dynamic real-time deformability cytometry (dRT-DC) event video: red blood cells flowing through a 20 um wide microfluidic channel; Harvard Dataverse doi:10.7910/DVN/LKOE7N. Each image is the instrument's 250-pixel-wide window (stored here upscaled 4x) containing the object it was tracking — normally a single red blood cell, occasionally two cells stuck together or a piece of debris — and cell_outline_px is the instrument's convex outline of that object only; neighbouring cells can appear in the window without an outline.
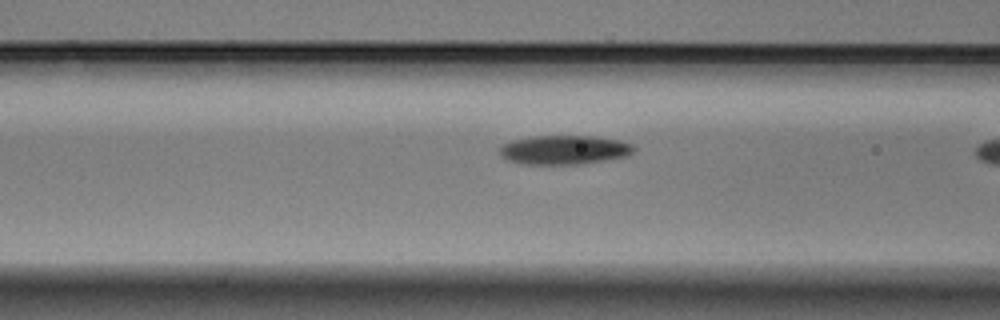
{"species": "Egyptian fruit bat (a non-hibernating species)", "species_latin": "Rousettus aegyptiacus", "temperature_condition": "warm", "stored_images_in_passage": 21, "camera_frame_rate_fps": 3000, "um_per_image_px": 0.085, "animal": {"sex": "male"}, "frame": {"image": 1, "passage_image": 20, "time_ms": 6.333, "image_size_px": [1000, 320], "cell_outline_px": [[636, 152], [628, 156], [580, 164], [520, 164], [508, 160], [500, 156], [496, 152], [504, 144], [512, 140], [532, 136], [592, 136], [620, 140], [632, 144], [636, 148]], "centroid_in_image_um": [47.96, 12.74], "position_along_channel_um": 118.6, "area_um2": 23.0}}